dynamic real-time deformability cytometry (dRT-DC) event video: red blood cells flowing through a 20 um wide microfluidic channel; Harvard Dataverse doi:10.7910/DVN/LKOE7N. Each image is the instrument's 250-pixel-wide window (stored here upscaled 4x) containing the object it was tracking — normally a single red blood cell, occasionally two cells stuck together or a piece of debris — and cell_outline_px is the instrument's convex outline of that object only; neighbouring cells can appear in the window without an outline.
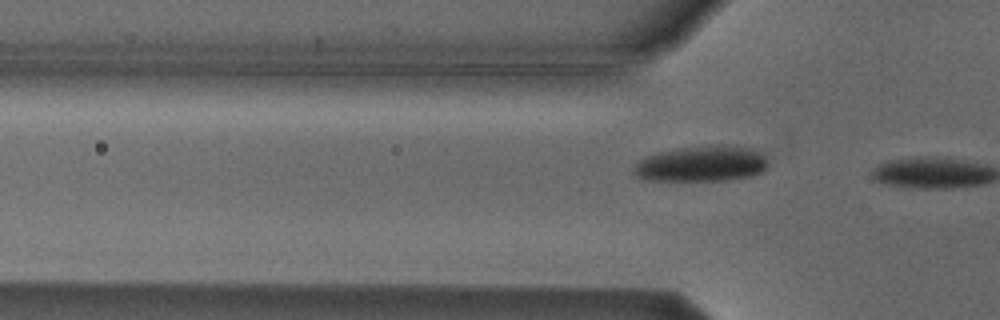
{"species": "Egyptian fruit bat (a non-hibernating species)", "species_latin": "Rousettus aegyptiacus", "temperature_condition": "cold", "stored_images_in_passage": 4, "camera_frame_rate_fps": 3000, "um_per_image_px": 0.085, "animal": {"sex": "male"}, "frame": {"image": 1, "passage_image": 4, "time_ms": 3.333, "image_size_px": [1000, 320], "cell_outline_px": [[768, 164], [760, 172], [752, 176], [728, 180], [644, 180], [636, 176], [632, 172], [632, 168], [644, 156], [656, 152], [676, 148], [720, 144], [756, 148], [764, 156]], "centroid_in_image_um": [59.61, 13.9], "position_along_channel_um": 66.2, "area_um2": 28.32}}